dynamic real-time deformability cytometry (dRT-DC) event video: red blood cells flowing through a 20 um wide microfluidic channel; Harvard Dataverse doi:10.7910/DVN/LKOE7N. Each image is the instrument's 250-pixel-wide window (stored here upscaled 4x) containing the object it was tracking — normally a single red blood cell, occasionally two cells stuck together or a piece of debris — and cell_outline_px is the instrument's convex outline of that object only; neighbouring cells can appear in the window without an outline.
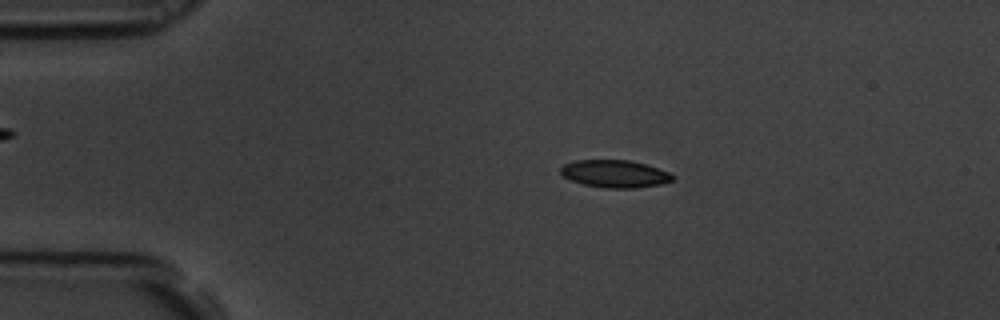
{"species": "common noctule bat (a hibernating species)", "species_latin": "Nyctalus noctula", "temperature_condition": "room temperature", "stored_images_in_passage": 57, "camera_frame_rate_fps": 3000, "um_per_image_px": 0.085, "animal": {"sex": "male", "body_mass_g": 19.5, "forearm_length_mm": 54.6}, "frame": {"image": 1, "passage_image": 11, "time_ms": 3.333, "image_size_px": [1000, 320], "cell_outline_px": [[676, 176], [672, 180], [660, 184], [636, 188], [604, 188], [584, 184], [572, 180], [564, 176], [560, 172], [560, 168], [564, 164], [576, 160], [628, 160], [644, 164], [668, 172]], "centroid_in_image_um": [52.25, 14.77], "position_along_channel_um": 32.7, "area_um2": 17.74}}
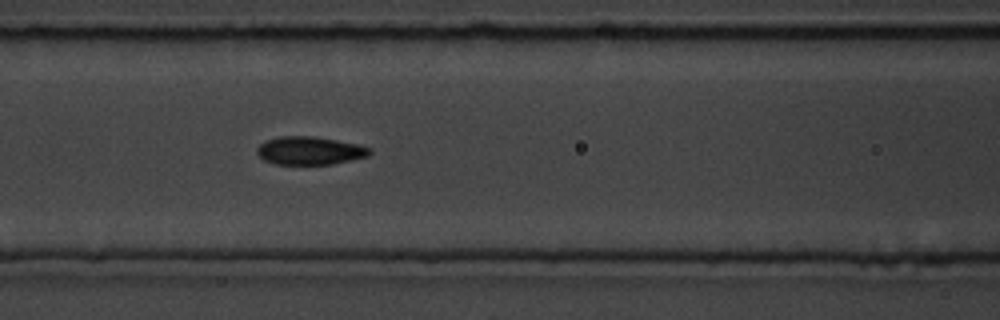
{"frame": {"image": 2, "passage_image": 24, "time_ms": 7.667, "image_size_px": [1000, 320], "cell_outline_px": [[372, 152], [368, 156], [352, 160], [332, 164], [276, 164], [264, 160], [256, 152], [256, 148], [260, 144], [268, 140], [280, 136], [312, 136], [336, 140], [356, 144], [372, 148]], "centroid_in_image_um": [26.34, 12.81], "position_along_channel_um": 140.3, "area_um2": 18.38}}
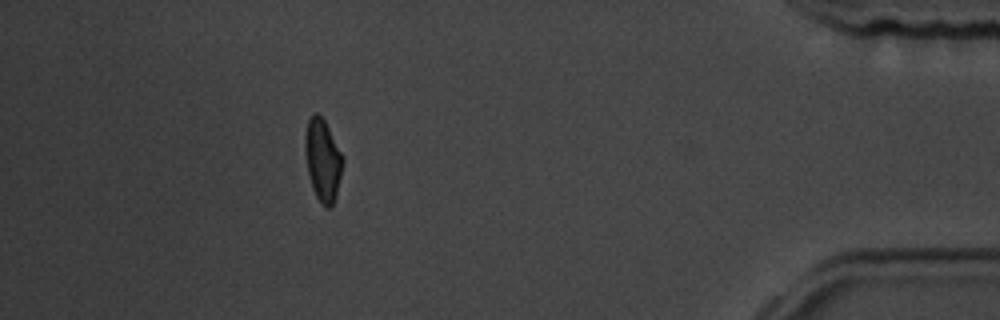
{"frame": {"image": 3, "passage_image": 51, "time_ms": 16.667, "image_size_px": [1000, 320], "cell_outline_px": [[344, 160], [336, 196], [332, 204], [328, 208], [316, 196], [312, 188], [308, 172], [304, 148], [304, 136], [308, 120], [312, 112], [316, 112], [324, 120], [344, 156]], "centroid_in_image_um": [27.43, 13.55], "position_along_channel_um": 407.8, "area_um2": 17.98}, "authors_computed_cell_mechanics": {"area_um2": 18.1492, "velocity_mm_per_s": 3.5584, "shape_relaxation_time_tau1_ms": 3.1592, "shape_relaxation_time_tau2_ms": 2.2176, "deformation_change_tau1": 0.1424, "deformation_change_tau2": 0.0753}}